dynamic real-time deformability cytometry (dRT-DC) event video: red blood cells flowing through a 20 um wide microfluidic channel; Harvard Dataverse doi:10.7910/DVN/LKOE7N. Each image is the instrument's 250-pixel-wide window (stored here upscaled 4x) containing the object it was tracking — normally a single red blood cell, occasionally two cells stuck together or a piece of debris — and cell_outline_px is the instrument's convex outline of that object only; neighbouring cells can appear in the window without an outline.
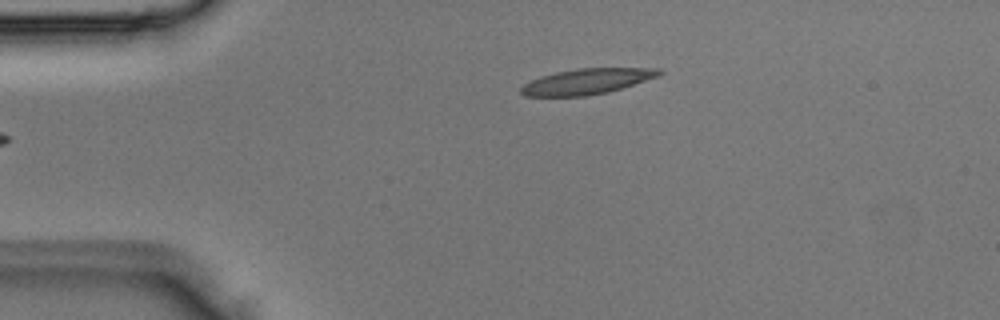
{"species": "Egyptian fruit bat (a non-hibernating species)", "species_latin": "Rousettus aegyptiacus", "temperature_condition": "room temperature", "stored_images_in_passage": 2, "camera_frame_rate_fps": 3000, "um_per_image_px": 0.085, "animal": {"sex": "male"}, "frame": {"image": 1, "passage_image": 2, "time_ms": 0.333, "image_size_px": [1000, 320], "cell_outline_px": [[664, 72], [660, 76], [608, 92], [588, 96], [524, 96], [520, 92], [520, 88], [524, 84], [540, 76], [556, 72], [576, 68], [660, 68]], "centroid_in_image_um": [49.9, 6.92], "position_along_channel_um": 35.1, "area_um2": 20.69}}